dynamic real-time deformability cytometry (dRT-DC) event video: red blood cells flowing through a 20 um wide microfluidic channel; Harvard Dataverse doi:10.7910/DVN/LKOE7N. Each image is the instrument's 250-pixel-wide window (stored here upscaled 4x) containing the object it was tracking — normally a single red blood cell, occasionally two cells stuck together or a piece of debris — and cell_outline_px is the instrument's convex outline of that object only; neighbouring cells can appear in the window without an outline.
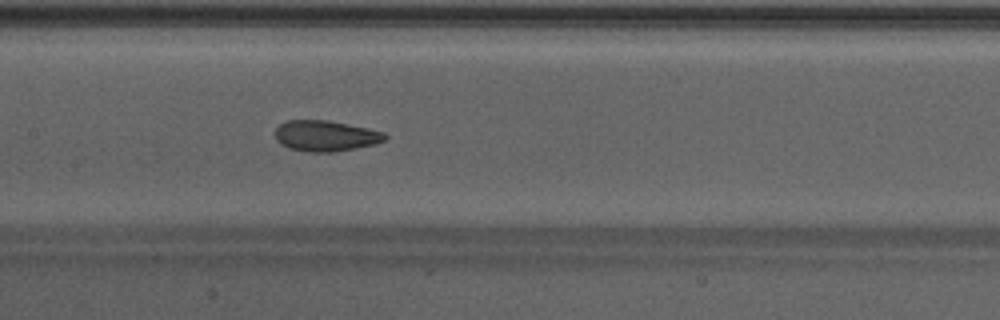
{"species": "Egyptian fruit bat (a non-hibernating species)", "species_latin": "Rousettus aegyptiacus", "temperature_condition": "warm", "stored_images_in_passage": 47, "camera_frame_rate_fps": 3000, "um_per_image_px": 0.085, "animal": {"sex": "male"}, "frame": {"image": 1, "passage_image": 23, "time_ms": 7.333, "image_size_px": [1000, 320], "cell_outline_px": [[388, 136], [384, 140], [376, 144], [332, 152], [308, 152], [288, 148], [280, 144], [276, 140], [276, 128], [280, 124], [288, 120], [328, 120], [384, 132]], "centroid_in_image_um": [27.65, 11.55], "position_along_channel_um": 179.8, "area_um2": 19.59}}
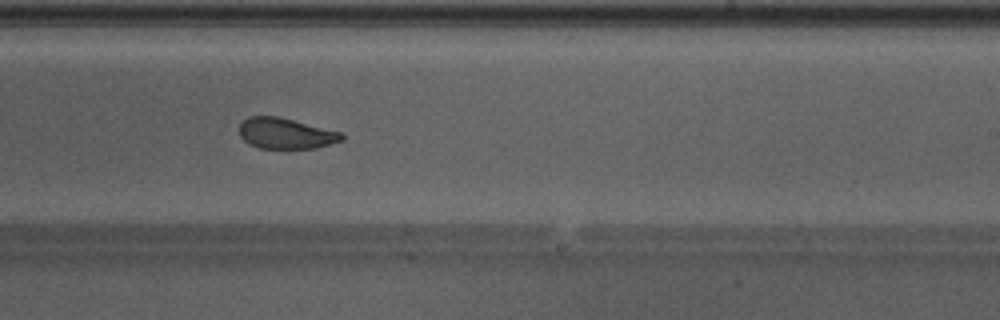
{"frame": {"image": 2, "passage_image": 29, "time_ms": 9.333, "image_size_px": [1000, 320], "cell_outline_px": [[344, 140], [316, 148], [260, 148], [248, 144], [240, 136], [240, 124], [248, 116], [280, 116], [340, 132], [344, 136]], "centroid_in_image_um": [24.28, 11.34], "position_along_channel_um": 264.7, "area_um2": 18.38}}
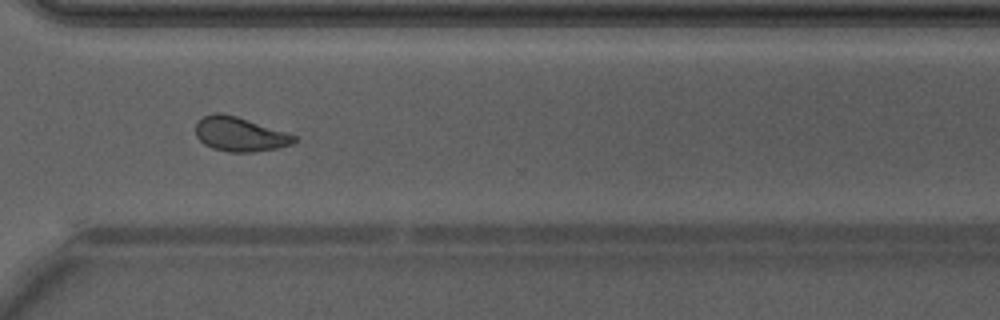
{"frame": {"image": 3, "passage_image": 35, "time_ms": 11.333, "image_size_px": [1000, 320], "cell_outline_px": [[296, 140], [292, 144], [280, 148], [252, 152], [228, 152], [212, 148], [204, 144], [196, 136], [196, 124], [204, 116], [216, 112], [220, 112], [236, 116], [296, 136]], "centroid_in_image_um": [20.36, 11.42], "position_along_channel_um": 350.2, "area_um2": 19.48}, "authors_computed_cell_mechanics": {"area_um2": 20.0566, "velocity_mm_per_s": 4.2695, "shape_relaxation_time_tau1_ms": 7.1344, "shape_relaxation_time_tau2_ms": 1.044, "deformation_change_tau1": 0.173, "deformation_change_tau2": 0.0662}}